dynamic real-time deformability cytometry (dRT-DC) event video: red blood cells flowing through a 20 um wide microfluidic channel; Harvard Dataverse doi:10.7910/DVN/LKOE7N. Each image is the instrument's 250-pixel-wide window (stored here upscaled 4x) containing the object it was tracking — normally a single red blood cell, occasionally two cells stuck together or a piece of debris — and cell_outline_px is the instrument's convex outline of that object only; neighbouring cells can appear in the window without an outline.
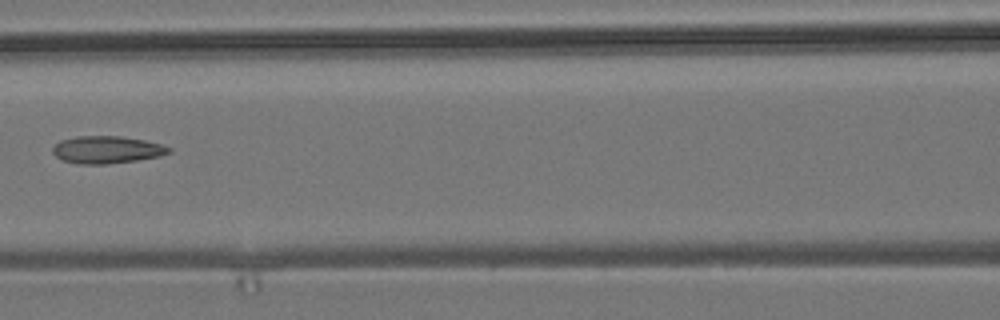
{"species": "common noctule bat (a hibernating species)", "species_latin": "Nyctalus noctula", "temperature_condition": "room temperature", "stored_images_in_passage": 8, "camera_frame_rate_fps": 3000, "um_per_image_px": 0.085, "animal": {"sex": "male", "body_mass_g": 19.2, "forearm_length_mm": 51.8}, "frame": {"image": 1, "passage_image": 7, "time_ms": 7.0, "image_size_px": [1000, 320], "cell_outline_px": [[172, 152], [160, 156], [136, 160], [104, 164], [76, 164], [64, 160], [56, 156], [52, 152], [52, 148], [60, 140], [76, 136], [120, 136], [144, 140], [160, 144], [172, 148]], "centroid_in_image_um": [9.08, 12.72], "position_along_channel_um": 157.5, "area_um2": 18.5}}
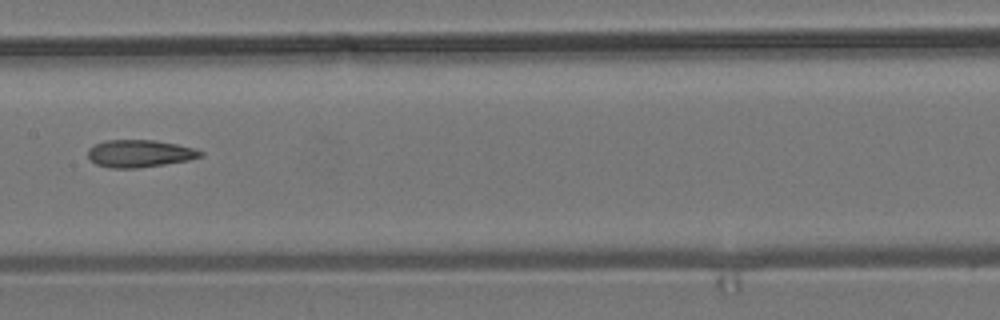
{"frame": {"image": 2, "passage_image": 8, "time_ms": 8.0, "image_size_px": [1000, 320], "cell_outline_px": [[204, 156], [188, 160], [164, 164], [136, 168], [112, 168], [96, 164], [88, 156], [88, 148], [104, 140], [156, 140], [196, 148], [204, 152]], "centroid_in_image_um": [11.9, 13.04], "position_along_channel_um": 195.5, "area_um2": 17.98}}